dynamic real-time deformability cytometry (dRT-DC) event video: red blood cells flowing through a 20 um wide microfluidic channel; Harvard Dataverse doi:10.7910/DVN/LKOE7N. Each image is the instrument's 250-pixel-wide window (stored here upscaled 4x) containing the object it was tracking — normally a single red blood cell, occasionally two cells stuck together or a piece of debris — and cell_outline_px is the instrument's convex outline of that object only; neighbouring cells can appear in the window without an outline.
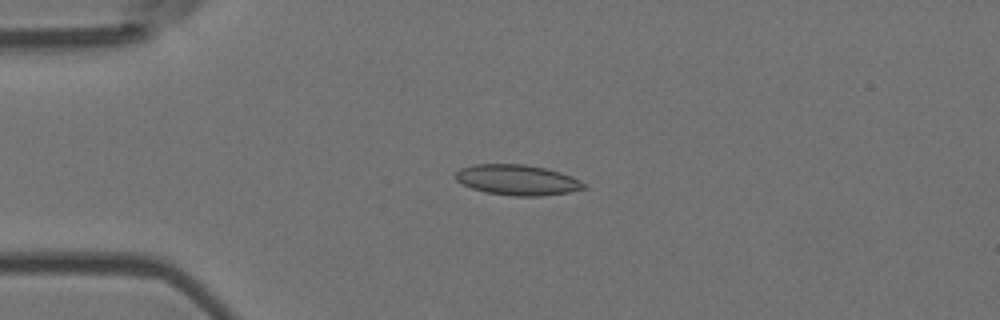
{"species": "Egyptian fruit bat (a non-hibernating species)", "species_latin": "Rousettus aegyptiacus", "temperature_condition": "room temperature", "stored_images_in_passage": 8, "camera_frame_rate_fps": 3000, "um_per_image_px": 0.085, "animal": {"sex": "female"}, "frame": {"image": 1, "passage_image": 4, "time_ms": 1.0, "image_size_px": [1000, 320], "cell_outline_px": [[588, 188], [568, 192], [540, 196], [516, 196], [484, 192], [472, 188], [456, 180], [456, 172], [460, 168], [476, 164], [524, 164], [544, 168], [560, 172], [572, 176], [588, 184]], "centroid_in_image_um": [44.01, 15.29], "position_along_channel_um": 41.0, "area_um2": 22.77}}
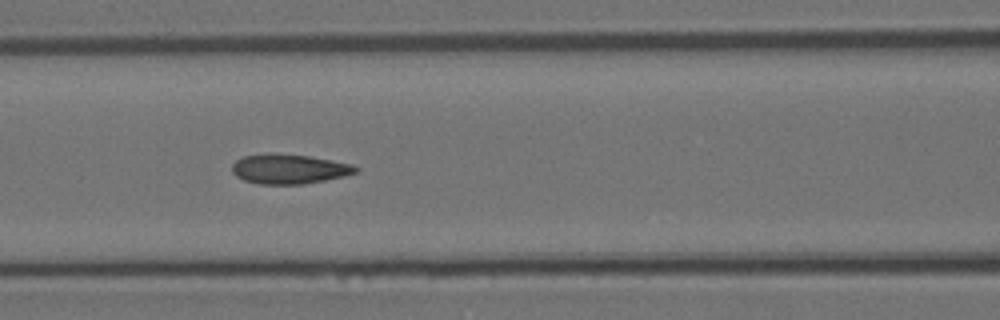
{"frame": {"image": 2, "passage_image": 7, "time_ms": 2.0, "image_size_px": [1000, 320], "cell_outline_px": [[360, 168], [356, 172], [344, 176], [304, 184], [260, 184], [244, 180], [236, 176], [232, 172], [232, 164], [236, 160], [244, 156], [308, 156], [352, 164]], "centroid_in_image_um": [24.6, 14.41], "position_along_channel_um": 142.0, "area_um2": 20.46}}
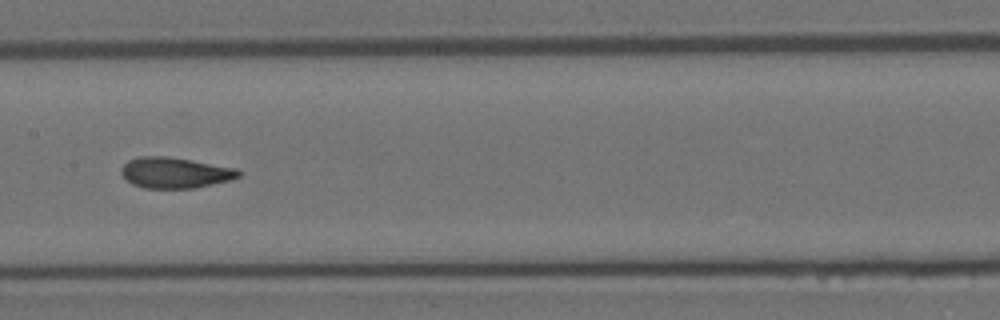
{"frame": {"image": 3, "passage_image": 8, "time_ms": 2.333, "image_size_px": [1000, 320], "cell_outline_px": [[240, 176], [232, 180], [196, 188], [144, 188], [132, 184], [120, 172], [120, 168], [128, 160], [140, 156], [168, 156], [192, 160], [236, 168], [240, 172]], "centroid_in_image_um": [14.88, 14.68], "position_along_channel_um": 192.5, "area_um2": 21.15}}